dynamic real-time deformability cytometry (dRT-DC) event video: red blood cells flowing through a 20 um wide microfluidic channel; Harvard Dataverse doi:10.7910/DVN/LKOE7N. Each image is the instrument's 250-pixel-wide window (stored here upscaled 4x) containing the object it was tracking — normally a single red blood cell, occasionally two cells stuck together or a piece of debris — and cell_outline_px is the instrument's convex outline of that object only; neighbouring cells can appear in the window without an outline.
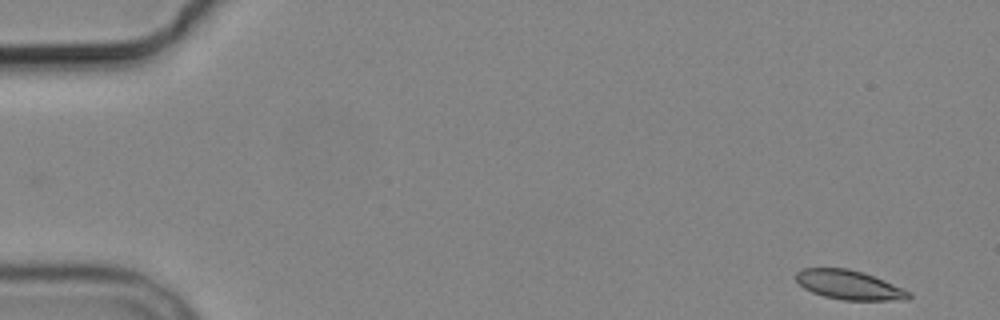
{"species": "common noctule bat (a hibernating species)", "species_latin": "Nyctalus noctula", "temperature_condition": "cold", "stored_images_in_passage": 5, "camera_frame_rate_fps": 3000, "um_per_image_px": 0.085, "animal": {"sex": "male", "body_mass_g": 19.2, "forearm_length_mm": 51.8}, "frame": {"image": 1, "passage_image": 1, "time_ms": 0.0, "image_size_px": [1000, 320], "cell_outline_px": [[912, 296], [908, 300], [844, 300], [824, 296], [812, 292], [804, 288], [796, 280], [796, 272], [800, 268], [848, 268], [884, 280], [912, 292]], "centroid_in_image_um": [72.19, 24.22], "position_along_channel_um": 12.8, "area_um2": 19.19}}
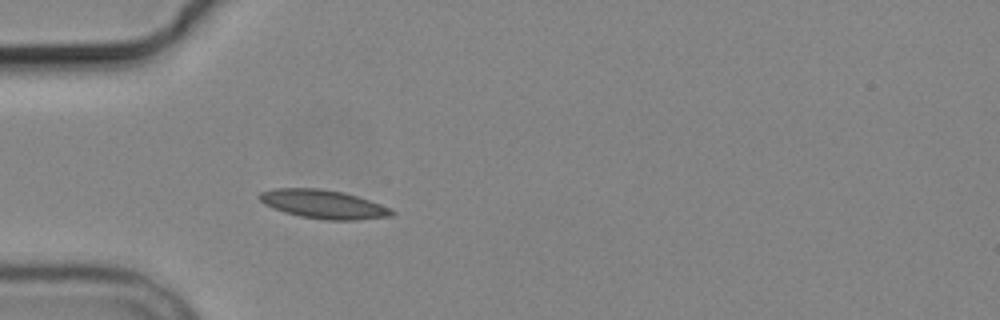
{"frame": {"image": 2, "passage_image": 5, "time_ms": 4.667, "image_size_px": [1000, 320], "cell_outline_px": [[396, 212], [392, 216], [356, 220], [324, 220], [300, 216], [284, 212], [272, 208], [264, 204], [256, 196], [260, 192], [272, 188], [320, 188], [344, 192], [380, 204]], "centroid_in_image_um": [27.43, 17.35], "position_along_channel_um": 57.6, "area_um2": 22.2}}